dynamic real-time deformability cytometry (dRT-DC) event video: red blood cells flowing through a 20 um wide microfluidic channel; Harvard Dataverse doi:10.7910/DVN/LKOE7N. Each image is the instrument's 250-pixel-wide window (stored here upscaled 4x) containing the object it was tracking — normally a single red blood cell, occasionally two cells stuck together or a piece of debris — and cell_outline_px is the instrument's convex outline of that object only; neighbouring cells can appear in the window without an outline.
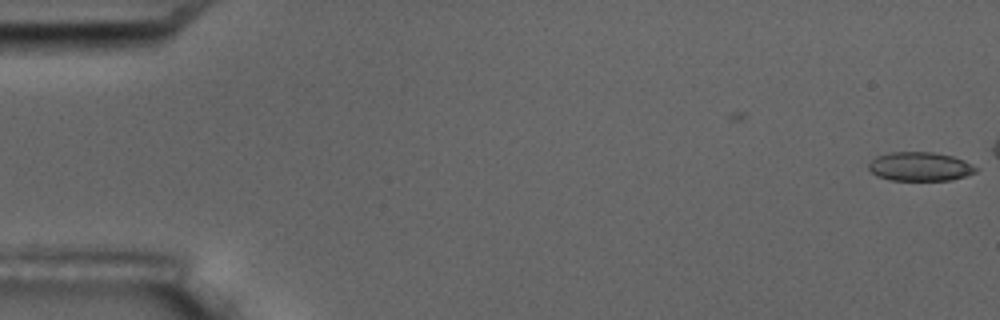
{"species": "common noctule bat (a hibernating species)", "species_latin": "Nyctalus noctula", "temperature_condition": "room temperature", "stored_images_in_passage": 15, "camera_frame_rate_fps": 3000, "um_per_image_px": 0.085, "animal": {"sex": "male", "body_mass_g": 17.5, "forearm_length_mm": 52.3}, "frame": {"image": 1, "passage_image": 1, "time_ms": 0.0, "image_size_px": [1000, 320], "cell_outline_px": [[980, 168], [976, 172], [968, 176], [952, 180], [888, 180], [876, 176], [868, 168], [868, 164], [876, 156], [888, 152], [932, 152], [952, 156], [964, 160]], "centroid_in_image_um": [78.22, 14.16], "position_along_channel_um": 6.8, "area_um2": 18.32}}
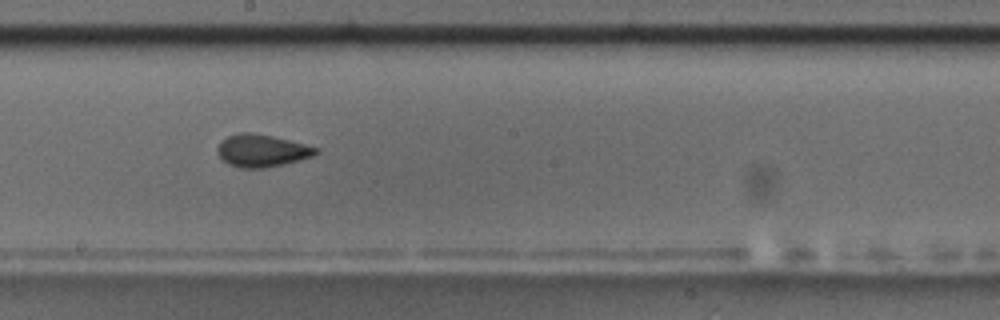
{"frame": {"image": 2, "passage_image": 10, "time_ms": 10.0, "image_size_px": [1000, 320], "cell_outline_px": [[320, 152], [312, 156], [300, 160], [284, 164], [264, 168], [240, 168], [228, 164], [216, 152], [216, 148], [220, 140], [228, 136], [240, 132], [252, 132], [272, 136], [320, 148]], "centroid_in_image_um": [22.24, 12.8], "position_along_channel_um": 226.0, "area_um2": 18.73}, "authors_computed_cell_mechanics": {"area_um2": 18.3226, "velocity_mm_per_s": 3.6656, "shape_relaxation_time_tau1_ms": null, "shape_relaxation_time_tau2_ms": 2.8003, "deformation_change_tau1": null, "deformation_change_tau2": 0.0561}}